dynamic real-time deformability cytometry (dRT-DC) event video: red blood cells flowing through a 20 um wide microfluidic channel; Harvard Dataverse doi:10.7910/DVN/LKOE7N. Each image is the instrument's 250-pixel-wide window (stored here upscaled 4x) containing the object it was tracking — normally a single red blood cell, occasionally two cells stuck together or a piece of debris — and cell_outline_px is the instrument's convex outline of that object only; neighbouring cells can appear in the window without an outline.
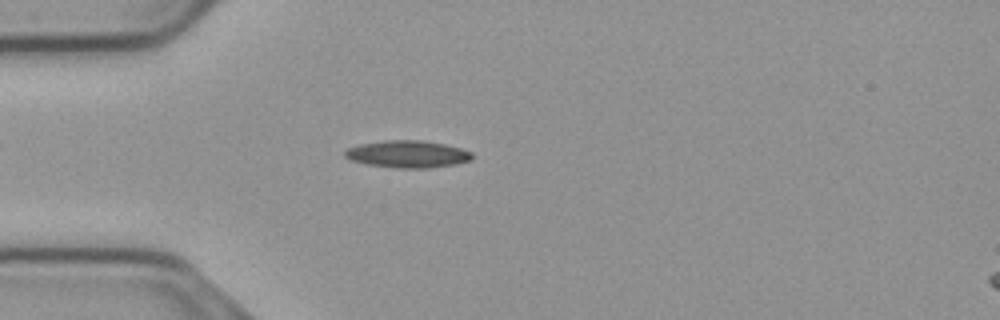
{"species": "common noctule bat (a hibernating species)", "species_latin": "Nyctalus noctula", "temperature_condition": "cold", "stored_images_in_passage": 55, "camera_frame_rate_fps": 3000, "um_per_image_px": 0.085, "animal": {"sex": "male", "body_mass_g": 23.1, "forearm_length_mm": 52.7}, "frame": {"image": 1, "passage_image": 15, "time_ms": 4.667, "image_size_px": [1000, 320], "cell_outline_px": [[472, 160], [456, 164], [428, 168], [400, 168], [368, 164], [352, 160], [344, 156], [344, 152], [348, 148], [360, 144], [384, 140], [424, 140], [444, 144], [460, 148], [472, 152]], "centroid_in_image_um": [34.67, 13.09], "position_along_channel_um": 50.3, "area_um2": 20.06}}
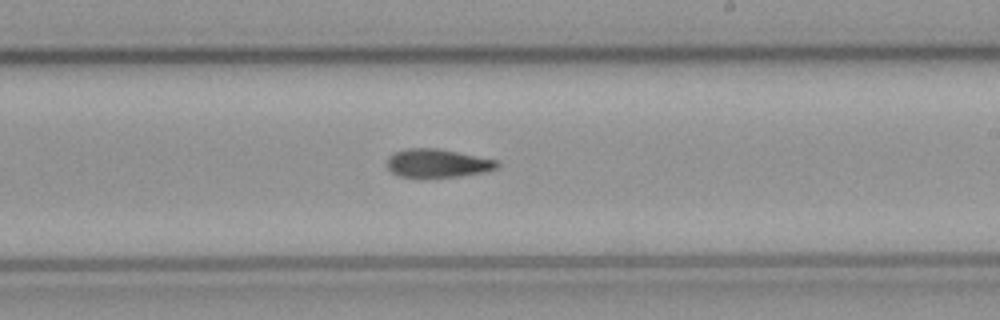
{"frame": {"image": 2, "passage_image": 32, "time_ms": 10.333, "image_size_px": [1000, 320], "cell_outline_px": [[500, 164], [496, 168], [484, 172], [456, 176], [400, 176], [392, 172], [384, 164], [388, 156], [392, 152], [408, 148], [436, 148], [496, 160]], "centroid_in_image_um": [37.11, 13.85], "position_along_channel_um": 251.9, "area_um2": 17.92}}
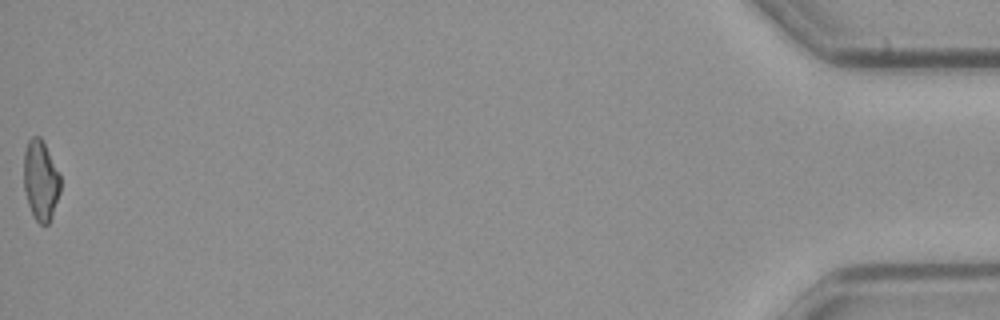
{"frame": {"image": 3, "passage_image": 55, "time_ms": 18.0, "image_size_px": [1000, 320], "cell_outline_px": [[60, 192], [52, 216], [48, 224], [40, 224], [36, 220], [28, 204], [24, 188], [24, 152], [28, 140], [32, 136], [40, 136], [60, 176]], "centroid_in_image_um": [3.45, 15.34], "position_along_channel_um": 431.8, "area_um2": 16.82}}